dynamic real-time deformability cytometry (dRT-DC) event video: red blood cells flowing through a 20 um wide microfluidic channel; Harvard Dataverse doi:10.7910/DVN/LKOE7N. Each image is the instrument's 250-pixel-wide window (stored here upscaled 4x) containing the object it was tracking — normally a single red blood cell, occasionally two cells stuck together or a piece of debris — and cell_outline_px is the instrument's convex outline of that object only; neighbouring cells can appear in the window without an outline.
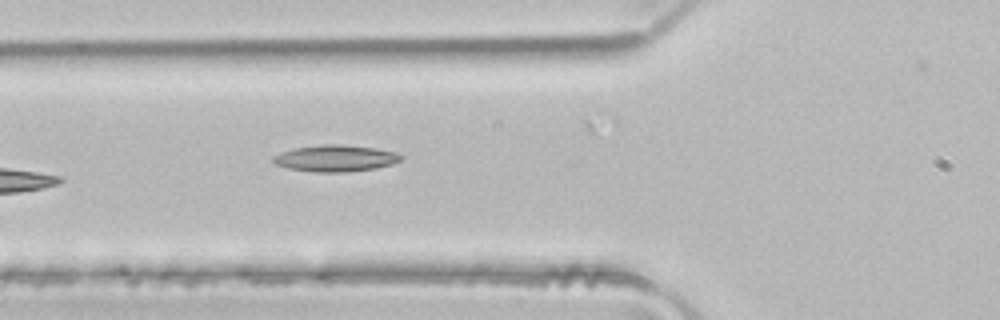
{"species": "common noctule bat (a hibernating species)", "species_latin": "Nyctalus noctula", "temperature_condition": "room temperature", "stored_images_in_passage": 6, "camera_frame_rate_fps": 3000, "um_per_image_px": 0.085, "animal": {"sex": "male", "body_mass_g": 21.5, "forearm_length_mm": 52.0}, "frame": {"image": 1, "passage_image": 6, "time_ms": 1.667, "image_size_px": [1000, 320], "cell_outline_px": [[404, 156], [400, 160], [392, 164], [376, 168], [348, 172], [316, 172], [288, 168], [276, 164], [272, 160], [272, 156], [280, 152], [296, 148], [324, 144], [340, 144], [376, 148], [396, 152]], "centroid_in_image_um": [28.53, 13.45], "position_along_channel_um": 97.3, "area_um2": 19.77}}